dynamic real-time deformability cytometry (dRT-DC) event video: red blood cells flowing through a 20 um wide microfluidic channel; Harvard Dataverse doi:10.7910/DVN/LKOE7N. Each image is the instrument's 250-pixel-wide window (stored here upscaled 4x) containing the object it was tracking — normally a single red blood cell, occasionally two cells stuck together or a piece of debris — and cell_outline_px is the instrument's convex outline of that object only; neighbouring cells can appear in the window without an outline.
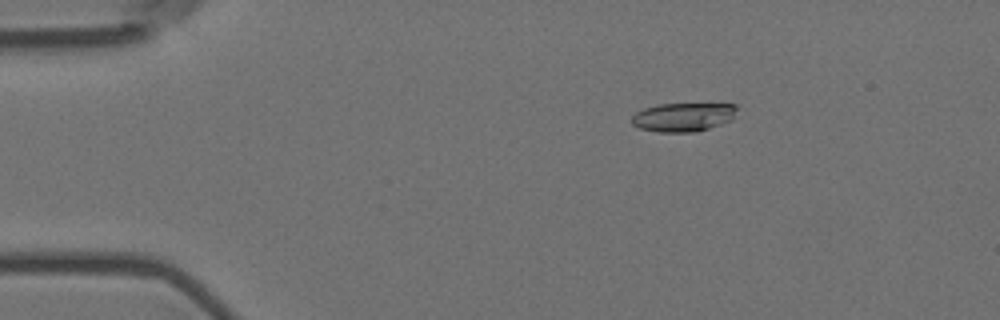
{"species": "Egyptian fruit bat (a non-hibernating species)", "species_latin": "Rousettus aegyptiacus", "temperature_condition": "room temperature", "stored_images_in_passage": 5, "camera_frame_rate_fps": 3000, "um_per_image_px": 0.085, "animal": {"sex": "female"}, "frame": {"image": 1, "passage_image": 3, "time_ms": 0.667, "image_size_px": [1000, 320], "cell_outline_px": [[736, 108], [732, 120], [696, 132], [660, 132], [640, 128], [632, 124], [632, 116], [636, 112], [644, 108], [656, 104], [736, 104]], "centroid_in_image_um": [58.05, 9.95], "position_along_channel_um": 27.0, "area_um2": 17.51}}